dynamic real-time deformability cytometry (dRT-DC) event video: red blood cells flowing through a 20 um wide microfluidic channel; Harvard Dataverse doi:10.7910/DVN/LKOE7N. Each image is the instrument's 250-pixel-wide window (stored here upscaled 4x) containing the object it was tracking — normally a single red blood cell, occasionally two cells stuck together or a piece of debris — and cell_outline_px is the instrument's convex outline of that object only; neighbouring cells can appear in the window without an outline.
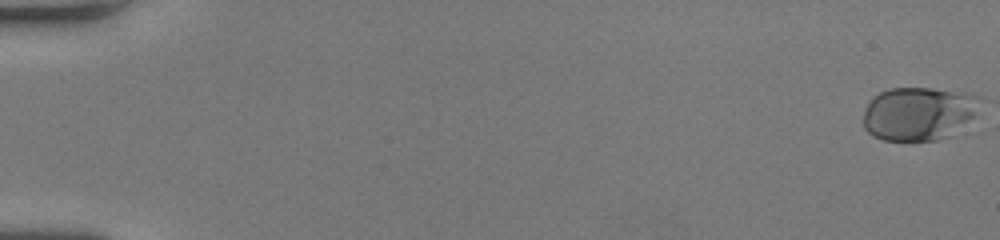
{"species": "human", "species_latin": "Homo sapiens", "temperature_condition": "room temperature", "stored_images_in_passage": 54, "camera_frame_rate_fps": 3000, "um_per_image_px": 0.085, "donor": {"sex": "female"}, "frame": {"image": 1, "passage_image": 1, "time_ms": 0.0, "image_size_px": [1000, 240], "cell_outline_px": [[980, 100], [972, 116], [952, 136], [936, 140], [884, 140], [872, 136], [864, 128], [864, 112], [872, 96], [888, 88], [932, 88], [980, 96]], "centroid_in_image_um": [78.03, 9.66], "position_along_channel_um": 7.0, "area_um2": 36.07}}
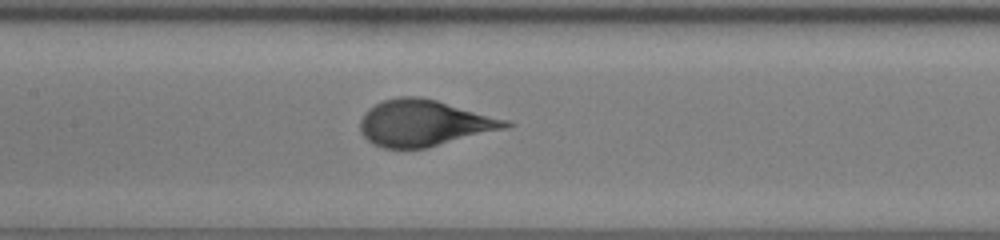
{"frame": {"image": 2, "passage_image": 28, "time_ms": 9.0, "image_size_px": [1000, 240], "cell_outline_px": [[516, 124], [512, 128], [424, 148], [384, 148], [368, 140], [360, 132], [360, 120], [364, 112], [368, 108], [384, 100], [400, 96], [420, 96], [436, 100], [508, 120]], "centroid_in_image_um": [36.09, 10.46], "position_along_channel_um": 171.3, "area_um2": 39.3}}
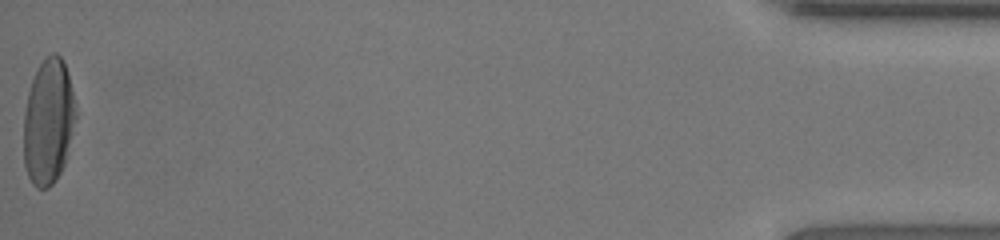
{"frame": {"image": 3, "passage_image": 54, "time_ms": 17.667, "image_size_px": [1000, 240], "cell_outline_px": [[76, 120], [64, 164], [60, 172], [52, 184], [48, 188], [36, 188], [32, 184], [28, 176], [24, 164], [24, 112], [28, 92], [32, 80], [40, 64], [52, 52], [56, 52], [60, 56], [64, 64], [68, 76], [76, 104]], "centroid_in_image_um": [4.11, 10.36], "position_along_channel_um": 431.1, "area_um2": 37.97}, "authors_computed_cell_mechanics": {"area_um2": 37.8879, "velocity_mm_per_s": 4.0431, "shape_relaxation_time_tau1_ms": 4.029, "shape_relaxation_time_tau2_ms": null, "deformation_change_tau1": 0.2184, "deformation_change_tau2": null}}